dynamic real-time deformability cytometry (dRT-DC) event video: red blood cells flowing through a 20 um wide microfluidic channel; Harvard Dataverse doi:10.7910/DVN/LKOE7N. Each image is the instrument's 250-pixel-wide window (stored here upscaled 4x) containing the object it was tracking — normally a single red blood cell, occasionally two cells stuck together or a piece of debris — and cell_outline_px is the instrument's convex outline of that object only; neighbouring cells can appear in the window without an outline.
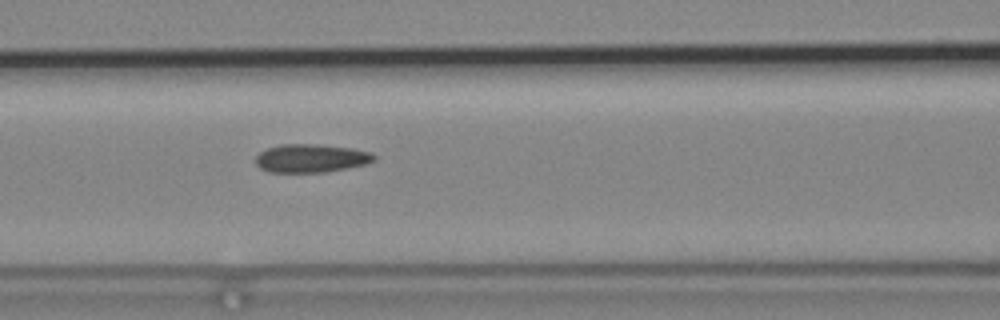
{"species": "common noctule bat (a hibernating species)", "species_latin": "Nyctalus noctula", "temperature_condition": "cold", "stored_images_in_passage": 5, "camera_frame_rate_fps": 3000, "um_per_image_px": 0.085, "animal": {"sex": "male", "body_mass_g": 19.2, "forearm_length_mm": 51.8}, "frame": {"image": 1, "passage_image": 5, "time_ms": 1.333, "image_size_px": [1000, 320], "cell_outline_px": [[376, 160], [368, 164], [348, 168], [324, 172], [268, 172], [260, 168], [256, 164], [256, 156], [260, 152], [268, 148], [280, 144], [316, 144], [352, 148], [372, 152], [376, 156]], "centroid_in_image_um": [26.47, 13.45], "position_along_channel_um": 140.1, "area_um2": 19.71}}